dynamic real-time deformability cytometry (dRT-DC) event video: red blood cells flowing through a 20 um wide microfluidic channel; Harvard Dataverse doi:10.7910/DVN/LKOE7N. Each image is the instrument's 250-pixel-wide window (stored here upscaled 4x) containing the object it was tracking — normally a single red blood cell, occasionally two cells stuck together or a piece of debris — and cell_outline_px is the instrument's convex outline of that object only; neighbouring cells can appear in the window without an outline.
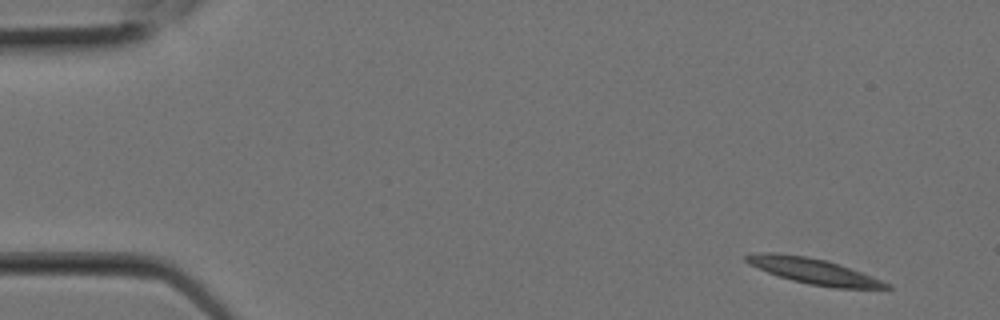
{"species": "Egyptian fruit bat (a non-hibernating species)", "species_latin": "Rousettus aegyptiacus", "temperature_condition": "room temperature", "stored_images_in_passage": 10, "camera_frame_rate_fps": 3000, "um_per_image_px": 0.085, "animal": {"sex": "female"}, "frame": {"image": 1, "passage_image": 1, "time_ms": 0.0, "image_size_px": [1000, 320], "cell_outline_px": [[892, 288], [836, 288], [812, 284], [792, 280], [768, 272], [744, 260], [744, 256], [760, 252], [776, 252], [808, 256], [828, 260], [840, 264], [872, 276], [892, 284]], "centroid_in_image_um": [69.2, 23.03], "position_along_channel_um": 15.8, "area_um2": 20.75}}
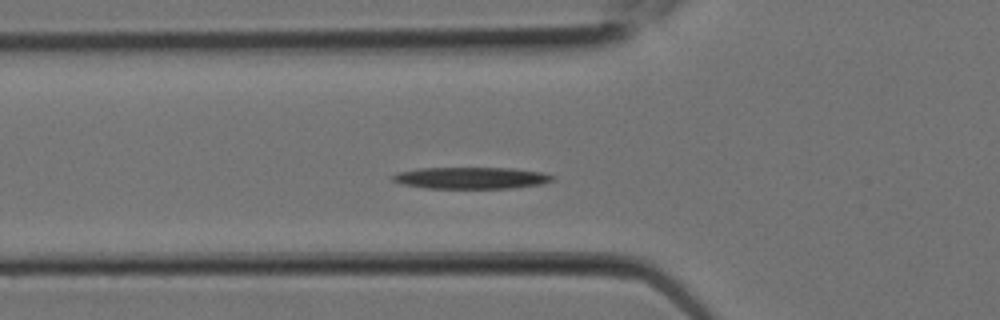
{"frame": {"image": 2, "passage_image": 7, "time_ms": 2.0, "image_size_px": [1000, 320], "cell_outline_px": [[556, 180], [540, 184], [512, 188], [428, 188], [400, 184], [392, 180], [392, 176], [400, 172], [420, 168], [516, 168], [544, 172], [556, 176]], "centroid_in_image_um": [40.13, 15.12], "position_along_channel_um": 85.7, "area_um2": 20.29}}
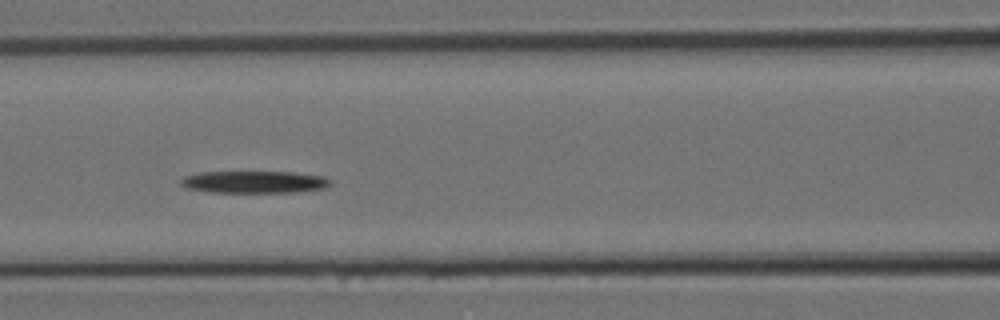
{"frame": {"image": 3, "passage_image": 9, "time_ms": 2.667, "image_size_px": [1000, 320], "cell_outline_px": [[332, 184], [324, 188], [292, 192], [212, 192], [188, 188], [180, 184], [180, 180], [184, 176], [200, 172], [292, 172], [324, 176], [332, 180]], "centroid_in_image_um": [21.63, 15.46], "position_along_channel_um": 145.0, "area_um2": 19.25}}